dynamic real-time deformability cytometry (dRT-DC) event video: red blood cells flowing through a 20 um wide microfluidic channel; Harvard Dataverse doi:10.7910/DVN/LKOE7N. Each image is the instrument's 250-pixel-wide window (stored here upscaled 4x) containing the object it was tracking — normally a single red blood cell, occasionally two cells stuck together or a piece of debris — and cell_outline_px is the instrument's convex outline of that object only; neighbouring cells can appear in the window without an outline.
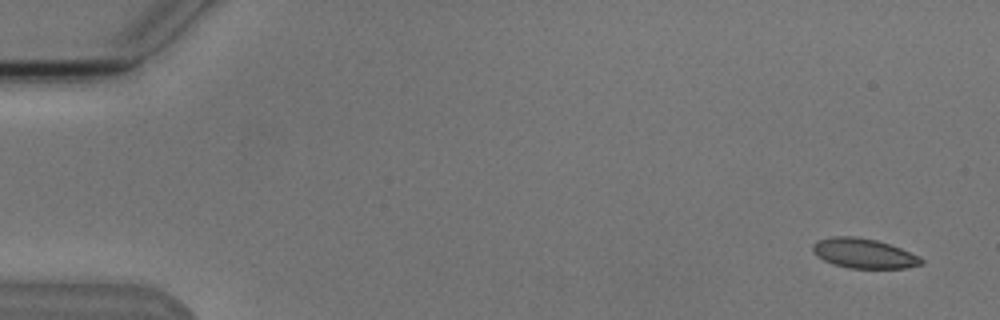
{"species": "Egyptian fruit bat (a non-hibernating species)", "species_latin": "Rousettus aegyptiacus", "temperature_condition": "cold", "stored_images_in_passage": 4, "camera_frame_rate_fps": 3000, "um_per_image_px": 0.085, "animal": {"sex": "male"}, "frame": {"image": 1, "passage_image": 1, "time_ms": 0.0, "image_size_px": [1000, 320], "cell_outline_px": [[924, 264], [908, 268], [848, 268], [832, 264], [816, 256], [812, 252], [812, 244], [816, 240], [832, 236], [856, 236], [876, 240], [900, 248], [920, 256], [924, 260]], "centroid_in_image_um": [73.4, 21.54], "position_along_channel_um": 11.6, "area_um2": 19.07}}
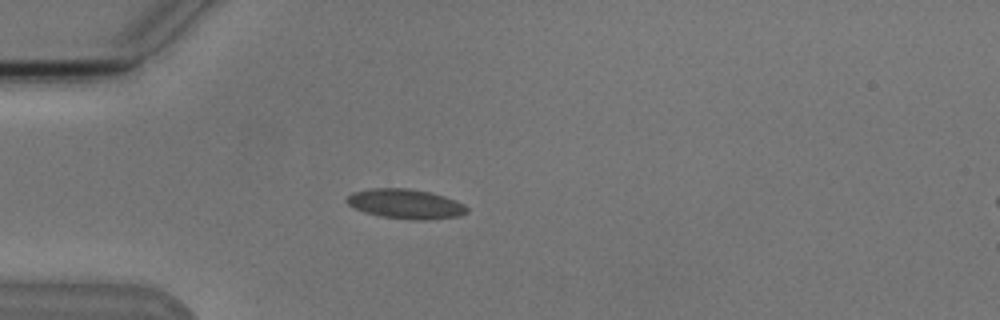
{"frame": {"image": 2, "passage_image": 4, "time_ms": 4.333, "image_size_px": [1000, 320], "cell_outline_px": [[468, 212], [460, 216], [428, 220], [412, 220], [380, 216], [364, 212], [348, 204], [344, 200], [352, 192], [372, 188], [408, 188], [428, 192], [444, 196], [456, 200], [464, 204], [468, 208]], "centroid_in_image_um": [34.49, 17.34], "position_along_channel_um": 50.5, "area_um2": 20.87}}